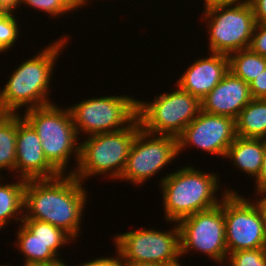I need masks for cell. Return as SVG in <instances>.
Here are the masks:
<instances>
[{
	"label": "cell",
	"mask_w": 266,
	"mask_h": 266,
	"mask_svg": "<svg viewBox=\"0 0 266 266\" xmlns=\"http://www.w3.org/2000/svg\"><path fill=\"white\" fill-rule=\"evenodd\" d=\"M82 184L70 173L50 179L27 180L23 219L48 222L76 239L88 198Z\"/></svg>",
	"instance_id": "cell-1"
},
{
	"label": "cell",
	"mask_w": 266,
	"mask_h": 266,
	"mask_svg": "<svg viewBox=\"0 0 266 266\" xmlns=\"http://www.w3.org/2000/svg\"><path fill=\"white\" fill-rule=\"evenodd\" d=\"M66 37L40 50L42 52L15 68L5 87L0 90V113L17 114V110L26 105L27 111L52 104L48 99L50 77L56 58L68 43Z\"/></svg>",
	"instance_id": "cell-2"
},
{
	"label": "cell",
	"mask_w": 266,
	"mask_h": 266,
	"mask_svg": "<svg viewBox=\"0 0 266 266\" xmlns=\"http://www.w3.org/2000/svg\"><path fill=\"white\" fill-rule=\"evenodd\" d=\"M217 176L189 165L167 173L159 184L163 192L165 219L177 224L187 216L219 205L222 199L214 196L220 188Z\"/></svg>",
	"instance_id": "cell-3"
},
{
	"label": "cell",
	"mask_w": 266,
	"mask_h": 266,
	"mask_svg": "<svg viewBox=\"0 0 266 266\" xmlns=\"http://www.w3.org/2000/svg\"><path fill=\"white\" fill-rule=\"evenodd\" d=\"M141 129L136 118L128 127L115 131L89 136L80 143V154L77 168L70 174L81 182L89 176L102 175L118 178L125 169L132 143ZM84 180V181H83Z\"/></svg>",
	"instance_id": "cell-4"
},
{
	"label": "cell",
	"mask_w": 266,
	"mask_h": 266,
	"mask_svg": "<svg viewBox=\"0 0 266 266\" xmlns=\"http://www.w3.org/2000/svg\"><path fill=\"white\" fill-rule=\"evenodd\" d=\"M23 118L36 131L46 159L60 174H65L73 152L78 165L80 143L69 107L60 109L52 103L25 111Z\"/></svg>",
	"instance_id": "cell-5"
},
{
	"label": "cell",
	"mask_w": 266,
	"mask_h": 266,
	"mask_svg": "<svg viewBox=\"0 0 266 266\" xmlns=\"http://www.w3.org/2000/svg\"><path fill=\"white\" fill-rule=\"evenodd\" d=\"M160 94L153 102L137 100V119L146 132L178 138L201 111V101L177 86Z\"/></svg>",
	"instance_id": "cell-6"
},
{
	"label": "cell",
	"mask_w": 266,
	"mask_h": 266,
	"mask_svg": "<svg viewBox=\"0 0 266 266\" xmlns=\"http://www.w3.org/2000/svg\"><path fill=\"white\" fill-rule=\"evenodd\" d=\"M203 15L209 28V52L229 56L249 48L256 25L250 3L207 6Z\"/></svg>",
	"instance_id": "cell-7"
},
{
	"label": "cell",
	"mask_w": 266,
	"mask_h": 266,
	"mask_svg": "<svg viewBox=\"0 0 266 266\" xmlns=\"http://www.w3.org/2000/svg\"><path fill=\"white\" fill-rule=\"evenodd\" d=\"M69 110L78 135L82 132L88 137L128 127L137 118V99L124 95L96 97Z\"/></svg>",
	"instance_id": "cell-8"
},
{
	"label": "cell",
	"mask_w": 266,
	"mask_h": 266,
	"mask_svg": "<svg viewBox=\"0 0 266 266\" xmlns=\"http://www.w3.org/2000/svg\"><path fill=\"white\" fill-rule=\"evenodd\" d=\"M222 201L216 207L197 212L178 221L180 232L181 255L188 251L203 252L217 263H224L228 258L225 238L224 196L235 193L232 189L224 190Z\"/></svg>",
	"instance_id": "cell-9"
},
{
	"label": "cell",
	"mask_w": 266,
	"mask_h": 266,
	"mask_svg": "<svg viewBox=\"0 0 266 266\" xmlns=\"http://www.w3.org/2000/svg\"><path fill=\"white\" fill-rule=\"evenodd\" d=\"M113 239L122 262H153L170 265L181 257L178 225L173 230L138 229Z\"/></svg>",
	"instance_id": "cell-10"
},
{
	"label": "cell",
	"mask_w": 266,
	"mask_h": 266,
	"mask_svg": "<svg viewBox=\"0 0 266 266\" xmlns=\"http://www.w3.org/2000/svg\"><path fill=\"white\" fill-rule=\"evenodd\" d=\"M178 138L138 131L119 180L142 184L178 156Z\"/></svg>",
	"instance_id": "cell-11"
},
{
	"label": "cell",
	"mask_w": 266,
	"mask_h": 266,
	"mask_svg": "<svg viewBox=\"0 0 266 266\" xmlns=\"http://www.w3.org/2000/svg\"><path fill=\"white\" fill-rule=\"evenodd\" d=\"M224 219L228 254L266 247L260 211L254 202L237 192L227 193L224 196Z\"/></svg>",
	"instance_id": "cell-12"
},
{
	"label": "cell",
	"mask_w": 266,
	"mask_h": 266,
	"mask_svg": "<svg viewBox=\"0 0 266 266\" xmlns=\"http://www.w3.org/2000/svg\"><path fill=\"white\" fill-rule=\"evenodd\" d=\"M236 134L235 119L200 111L178 137V153L191 144L205 152L223 156L233 143Z\"/></svg>",
	"instance_id": "cell-13"
},
{
	"label": "cell",
	"mask_w": 266,
	"mask_h": 266,
	"mask_svg": "<svg viewBox=\"0 0 266 266\" xmlns=\"http://www.w3.org/2000/svg\"><path fill=\"white\" fill-rule=\"evenodd\" d=\"M15 170L20 174L18 179L25 180L50 179L60 175L46 159L36 131L19 113Z\"/></svg>",
	"instance_id": "cell-14"
},
{
	"label": "cell",
	"mask_w": 266,
	"mask_h": 266,
	"mask_svg": "<svg viewBox=\"0 0 266 266\" xmlns=\"http://www.w3.org/2000/svg\"><path fill=\"white\" fill-rule=\"evenodd\" d=\"M252 99L249 84L229 71L201 100V110L209 114L236 119Z\"/></svg>",
	"instance_id": "cell-15"
},
{
	"label": "cell",
	"mask_w": 266,
	"mask_h": 266,
	"mask_svg": "<svg viewBox=\"0 0 266 266\" xmlns=\"http://www.w3.org/2000/svg\"><path fill=\"white\" fill-rule=\"evenodd\" d=\"M207 58H200L191 64L176 82L182 90L197 97L200 101L229 72L228 55L210 52Z\"/></svg>",
	"instance_id": "cell-16"
},
{
	"label": "cell",
	"mask_w": 266,
	"mask_h": 266,
	"mask_svg": "<svg viewBox=\"0 0 266 266\" xmlns=\"http://www.w3.org/2000/svg\"><path fill=\"white\" fill-rule=\"evenodd\" d=\"M17 232V245L26 257L23 266L51 265L59 262L58 248L71 240H43L36 237L22 222Z\"/></svg>",
	"instance_id": "cell-17"
},
{
	"label": "cell",
	"mask_w": 266,
	"mask_h": 266,
	"mask_svg": "<svg viewBox=\"0 0 266 266\" xmlns=\"http://www.w3.org/2000/svg\"><path fill=\"white\" fill-rule=\"evenodd\" d=\"M266 148V139L236 137L227 149L225 158L233 161L237 168L248 173L255 180L262 169Z\"/></svg>",
	"instance_id": "cell-18"
},
{
	"label": "cell",
	"mask_w": 266,
	"mask_h": 266,
	"mask_svg": "<svg viewBox=\"0 0 266 266\" xmlns=\"http://www.w3.org/2000/svg\"><path fill=\"white\" fill-rule=\"evenodd\" d=\"M235 124L238 137L266 139V99H252L241 110Z\"/></svg>",
	"instance_id": "cell-19"
},
{
	"label": "cell",
	"mask_w": 266,
	"mask_h": 266,
	"mask_svg": "<svg viewBox=\"0 0 266 266\" xmlns=\"http://www.w3.org/2000/svg\"><path fill=\"white\" fill-rule=\"evenodd\" d=\"M18 182L0 184V230L12 218L15 221L23 220V216H18L24 213V192L27 180L20 178Z\"/></svg>",
	"instance_id": "cell-20"
},
{
	"label": "cell",
	"mask_w": 266,
	"mask_h": 266,
	"mask_svg": "<svg viewBox=\"0 0 266 266\" xmlns=\"http://www.w3.org/2000/svg\"><path fill=\"white\" fill-rule=\"evenodd\" d=\"M16 137L17 114L0 113V170L15 172Z\"/></svg>",
	"instance_id": "cell-21"
},
{
	"label": "cell",
	"mask_w": 266,
	"mask_h": 266,
	"mask_svg": "<svg viewBox=\"0 0 266 266\" xmlns=\"http://www.w3.org/2000/svg\"><path fill=\"white\" fill-rule=\"evenodd\" d=\"M229 71L250 84L266 68V57L252 52L249 48L231 53Z\"/></svg>",
	"instance_id": "cell-22"
},
{
	"label": "cell",
	"mask_w": 266,
	"mask_h": 266,
	"mask_svg": "<svg viewBox=\"0 0 266 266\" xmlns=\"http://www.w3.org/2000/svg\"><path fill=\"white\" fill-rule=\"evenodd\" d=\"M22 223L39 239L74 240L63 229L53 226L48 222L34 220V219H23Z\"/></svg>",
	"instance_id": "cell-23"
},
{
	"label": "cell",
	"mask_w": 266,
	"mask_h": 266,
	"mask_svg": "<svg viewBox=\"0 0 266 266\" xmlns=\"http://www.w3.org/2000/svg\"><path fill=\"white\" fill-rule=\"evenodd\" d=\"M18 22L12 12L0 10V52H6L18 39Z\"/></svg>",
	"instance_id": "cell-24"
},
{
	"label": "cell",
	"mask_w": 266,
	"mask_h": 266,
	"mask_svg": "<svg viewBox=\"0 0 266 266\" xmlns=\"http://www.w3.org/2000/svg\"><path fill=\"white\" fill-rule=\"evenodd\" d=\"M21 4H27L54 17L77 9V0H21L20 6Z\"/></svg>",
	"instance_id": "cell-25"
},
{
	"label": "cell",
	"mask_w": 266,
	"mask_h": 266,
	"mask_svg": "<svg viewBox=\"0 0 266 266\" xmlns=\"http://www.w3.org/2000/svg\"><path fill=\"white\" fill-rule=\"evenodd\" d=\"M228 257L229 266H266V247L230 252Z\"/></svg>",
	"instance_id": "cell-26"
},
{
	"label": "cell",
	"mask_w": 266,
	"mask_h": 266,
	"mask_svg": "<svg viewBox=\"0 0 266 266\" xmlns=\"http://www.w3.org/2000/svg\"><path fill=\"white\" fill-rule=\"evenodd\" d=\"M249 49L256 54L266 57V24L256 23Z\"/></svg>",
	"instance_id": "cell-27"
},
{
	"label": "cell",
	"mask_w": 266,
	"mask_h": 266,
	"mask_svg": "<svg viewBox=\"0 0 266 266\" xmlns=\"http://www.w3.org/2000/svg\"><path fill=\"white\" fill-rule=\"evenodd\" d=\"M253 99H266V68L249 84Z\"/></svg>",
	"instance_id": "cell-28"
},
{
	"label": "cell",
	"mask_w": 266,
	"mask_h": 266,
	"mask_svg": "<svg viewBox=\"0 0 266 266\" xmlns=\"http://www.w3.org/2000/svg\"><path fill=\"white\" fill-rule=\"evenodd\" d=\"M118 254L117 257H107V258H99V259H93L89 262H84L80 264L79 266H123V262L121 260L120 254L118 251H116Z\"/></svg>",
	"instance_id": "cell-29"
},
{
	"label": "cell",
	"mask_w": 266,
	"mask_h": 266,
	"mask_svg": "<svg viewBox=\"0 0 266 266\" xmlns=\"http://www.w3.org/2000/svg\"><path fill=\"white\" fill-rule=\"evenodd\" d=\"M256 23L266 24V0H251Z\"/></svg>",
	"instance_id": "cell-30"
},
{
	"label": "cell",
	"mask_w": 266,
	"mask_h": 266,
	"mask_svg": "<svg viewBox=\"0 0 266 266\" xmlns=\"http://www.w3.org/2000/svg\"><path fill=\"white\" fill-rule=\"evenodd\" d=\"M262 195L261 199L256 200L254 203L256 204L258 210L260 211V216L262 219V227H263V236L266 245V193H257V196Z\"/></svg>",
	"instance_id": "cell-31"
},
{
	"label": "cell",
	"mask_w": 266,
	"mask_h": 266,
	"mask_svg": "<svg viewBox=\"0 0 266 266\" xmlns=\"http://www.w3.org/2000/svg\"><path fill=\"white\" fill-rule=\"evenodd\" d=\"M256 193H266V148H265V154L264 159L262 163V169L260 174L258 175L256 179Z\"/></svg>",
	"instance_id": "cell-32"
},
{
	"label": "cell",
	"mask_w": 266,
	"mask_h": 266,
	"mask_svg": "<svg viewBox=\"0 0 266 266\" xmlns=\"http://www.w3.org/2000/svg\"><path fill=\"white\" fill-rule=\"evenodd\" d=\"M21 0H0V10L5 12H14V8L20 6Z\"/></svg>",
	"instance_id": "cell-33"
},
{
	"label": "cell",
	"mask_w": 266,
	"mask_h": 266,
	"mask_svg": "<svg viewBox=\"0 0 266 266\" xmlns=\"http://www.w3.org/2000/svg\"><path fill=\"white\" fill-rule=\"evenodd\" d=\"M251 0H204V7L212 6L216 4H242L250 3Z\"/></svg>",
	"instance_id": "cell-34"
},
{
	"label": "cell",
	"mask_w": 266,
	"mask_h": 266,
	"mask_svg": "<svg viewBox=\"0 0 266 266\" xmlns=\"http://www.w3.org/2000/svg\"><path fill=\"white\" fill-rule=\"evenodd\" d=\"M123 266H165L153 262H123Z\"/></svg>",
	"instance_id": "cell-35"
},
{
	"label": "cell",
	"mask_w": 266,
	"mask_h": 266,
	"mask_svg": "<svg viewBox=\"0 0 266 266\" xmlns=\"http://www.w3.org/2000/svg\"><path fill=\"white\" fill-rule=\"evenodd\" d=\"M87 2L88 0H77V8H82V5H88Z\"/></svg>",
	"instance_id": "cell-36"
},
{
	"label": "cell",
	"mask_w": 266,
	"mask_h": 266,
	"mask_svg": "<svg viewBox=\"0 0 266 266\" xmlns=\"http://www.w3.org/2000/svg\"><path fill=\"white\" fill-rule=\"evenodd\" d=\"M41 266H67L65 263H63V260H60L59 262L51 265H41Z\"/></svg>",
	"instance_id": "cell-37"
},
{
	"label": "cell",
	"mask_w": 266,
	"mask_h": 266,
	"mask_svg": "<svg viewBox=\"0 0 266 266\" xmlns=\"http://www.w3.org/2000/svg\"><path fill=\"white\" fill-rule=\"evenodd\" d=\"M180 262H176V263H173V264H170V265H165V266H182L181 263L179 264Z\"/></svg>",
	"instance_id": "cell-38"
}]
</instances>
